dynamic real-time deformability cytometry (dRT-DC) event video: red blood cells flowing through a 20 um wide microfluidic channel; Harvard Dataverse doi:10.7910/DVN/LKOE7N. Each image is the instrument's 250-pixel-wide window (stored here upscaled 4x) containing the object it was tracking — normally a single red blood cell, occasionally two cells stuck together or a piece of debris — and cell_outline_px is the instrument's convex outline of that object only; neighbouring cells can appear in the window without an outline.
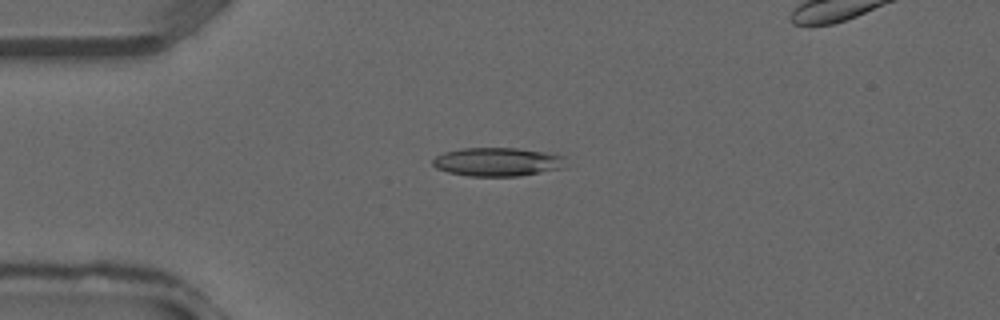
{"species": "common noctule bat (a hibernating species)", "species_latin": "Nyctalus noctula", "temperature_condition": "warm", "stored_images_in_passage": 34, "camera_frame_rate_fps": 3000, "um_per_image_px": 0.085, "animal": {"sex": "male", "forearm_length_mm": 52.5}, "frame": {"image": 1, "passage_image": 8, "time_ms": 2.333, "image_size_px": [1000, 320], "cell_outline_px": [[564, 168], [520, 176], [468, 176], [448, 172], [436, 168], [432, 164], [432, 160], [436, 156], [444, 152], [460, 148], [516, 148], [544, 152], [564, 156]], "centroid_in_image_um": [42.26, 13.76], "position_along_channel_um": 42.7, "area_um2": 22.2}}
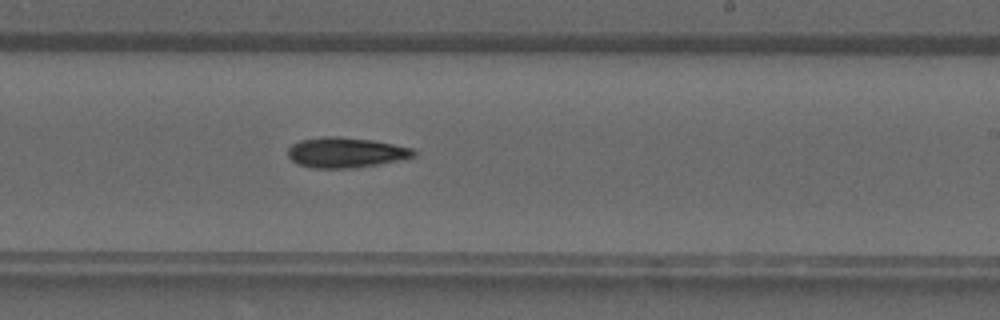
{"frame": {"image": 2, "passage_image": 21, "time_ms": 6.667, "image_size_px": [1000, 320], "cell_outline_px": [[416, 156], [400, 160], [352, 168], [312, 168], [300, 164], [292, 160], [288, 156], [288, 148], [292, 144], [300, 140], [324, 136], [336, 136], [372, 140], [412, 148], [416, 152]], "centroid_in_image_um": [29.38, 12.96], "position_along_channel_um": 259.6, "area_um2": 22.02}}
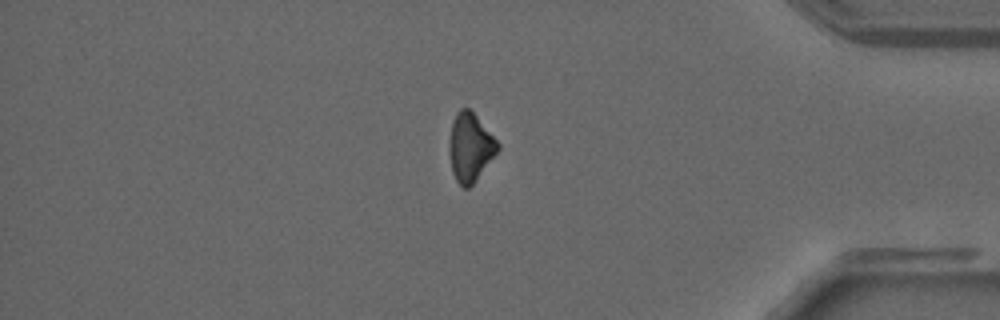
{"frame": {"image": 3, "passage_image": 30, "time_ms": 9.667, "image_size_px": [1000, 320], "cell_outline_px": [[500, 148], [472, 184], [468, 188], [464, 188], [456, 180], [452, 172], [448, 148], [448, 144], [452, 120], [456, 112], [460, 108], [468, 108], [476, 116], [500, 144]], "centroid_in_image_um": [39.93, 12.5], "position_along_channel_um": 395.3, "area_um2": 19.13}}